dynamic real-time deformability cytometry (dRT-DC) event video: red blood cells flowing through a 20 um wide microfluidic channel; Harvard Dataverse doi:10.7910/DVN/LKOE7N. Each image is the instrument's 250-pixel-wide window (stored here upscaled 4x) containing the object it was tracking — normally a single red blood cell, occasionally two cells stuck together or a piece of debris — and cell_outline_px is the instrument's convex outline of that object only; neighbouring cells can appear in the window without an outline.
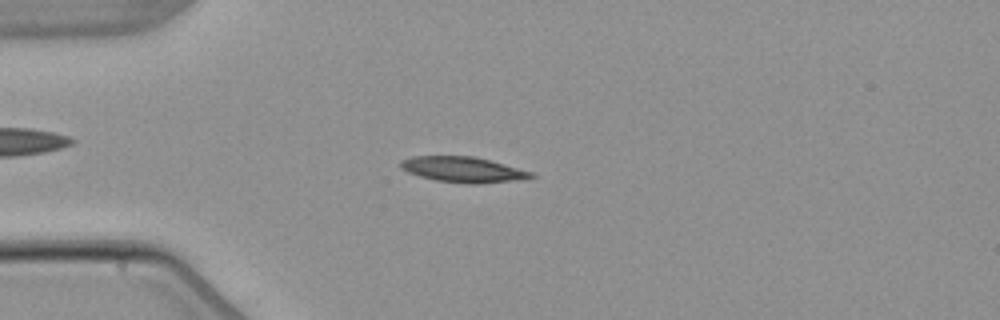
{"species": "common noctule bat (a hibernating species)", "species_latin": "Nyctalus noctula", "temperature_condition": "warm", "stored_images_in_passage": 6, "camera_frame_rate_fps": 3000, "um_per_image_px": 0.085, "animal": {"sex": "male", "body_mass_g": 21.5, "forearm_length_mm": 52.0}, "frame": {"image": 1, "passage_image": 4, "time_ms": 3.667, "image_size_px": [1000, 320], "cell_outline_px": [[536, 176], [512, 180], [476, 184], [468, 184], [436, 180], [420, 176], [408, 172], [400, 164], [400, 160], [412, 156], [476, 156], [532, 172]], "centroid_in_image_um": [39.33, 14.4], "position_along_channel_um": 45.7, "area_um2": 19.07}}